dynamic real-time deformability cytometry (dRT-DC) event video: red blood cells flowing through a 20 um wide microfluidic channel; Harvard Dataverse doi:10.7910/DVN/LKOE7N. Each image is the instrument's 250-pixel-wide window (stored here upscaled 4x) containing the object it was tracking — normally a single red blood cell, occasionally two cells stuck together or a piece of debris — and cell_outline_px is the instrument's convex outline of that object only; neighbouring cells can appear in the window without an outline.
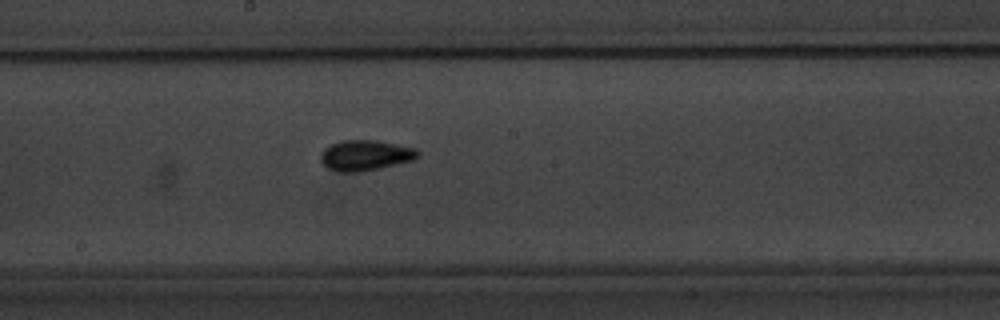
{"species": "common noctule bat (a hibernating species)", "species_latin": "Nyctalus noctula", "temperature_condition": "warm", "stored_images_in_passage": 11, "camera_frame_rate_fps": 3000, "um_per_image_px": 0.085, "animal": {"sex": "male", "body_mass_g": 20.1, "forearm_length_mm": 53.5}, "frame": {"image": 1, "passage_image": 11, "time_ms": 12.667, "image_size_px": [1000, 320], "cell_outline_px": [[420, 156], [412, 160], [380, 168], [360, 172], [336, 172], [328, 168], [320, 160], [320, 156], [324, 148], [332, 144], [344, 140], [376, 140], [416, 148], [420, 152]], "centroid_in_image_um": [31.06, 13.21], "position_along_channel_um": 217.1, "area_um2": 17.28}}